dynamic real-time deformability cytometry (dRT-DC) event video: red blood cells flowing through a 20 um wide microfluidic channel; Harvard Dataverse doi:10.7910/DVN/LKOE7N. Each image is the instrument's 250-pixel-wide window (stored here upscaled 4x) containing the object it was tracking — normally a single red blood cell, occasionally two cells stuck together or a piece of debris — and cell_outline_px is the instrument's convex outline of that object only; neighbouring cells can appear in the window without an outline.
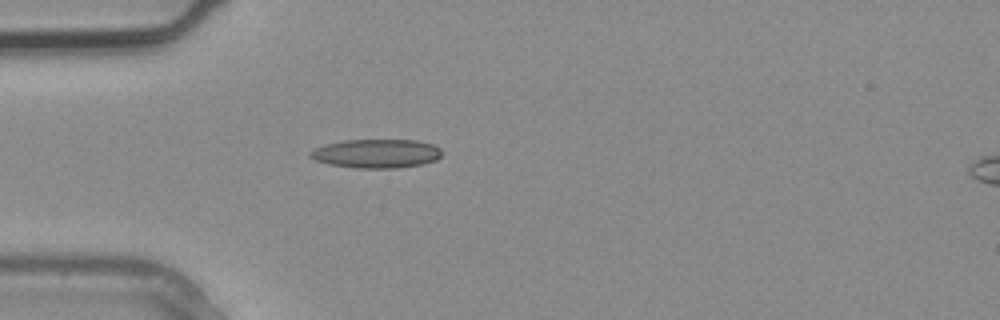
{"species": "common noctule bat (a hibernating species)", "species_latin": "Nyctalus noctula", "temperature_condition": "warm", "stored_images_in_passage": 4, "camera_frame_rate_fps": 3000, "um_per_image_px": 0.085, "animal": {"sex": "male", "body_mass_g": 20.4}, "frame": {"image": 1, "passage_image": 3, "time_ms": 0.667, "image_size_px": [1000, 320], "cell_outline_px": [[444, 152], [436, 160], [424, 164], [400, 168], [356, 168], [328, 164], [316, 160], [308, 156], [308, 152], [312, 148], [324, 144], [344, 140], [416, 140], [432, 144], [440, 148]], "centroid_in_image_um": [31.98, 13.05], "position_along_channel_um": 53.0, "area_um2": 22.48}}